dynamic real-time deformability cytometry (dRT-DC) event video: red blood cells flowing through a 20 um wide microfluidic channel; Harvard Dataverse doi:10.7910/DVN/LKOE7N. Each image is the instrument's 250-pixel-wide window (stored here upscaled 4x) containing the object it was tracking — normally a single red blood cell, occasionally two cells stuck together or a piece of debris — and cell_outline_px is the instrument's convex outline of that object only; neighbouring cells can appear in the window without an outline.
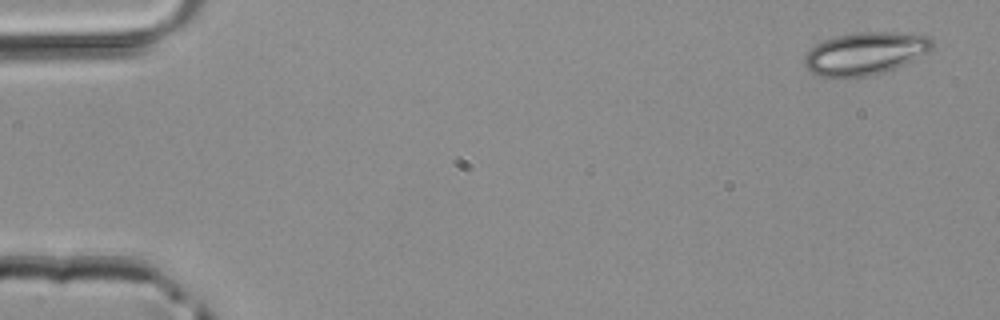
{"species": "common noctule bat (a hibernating species)", "species_latin": "Nyctalus noctula", "temperature_condition": "room temperature", "stored_images_in_passage": 3, "camera_frame_rate_fps": 3000, "um_per_image_px": 0.085, "animal": {"sex": "male", "body_mass_g": 20.4}, "frame": {"image": 1, "passage_image": 1, "time_ms": 0.0, "image_size_px": [1000, 320], "cell_outline_px": [[932, 48], [928, 52], [904, 64], [884, 72], [868, 76], [816, 76], [804, 64], [804, 56], [816, 44], [824, 40], [836, 36], [856, 32], [896, 32], [928, 36], [932, 40]], "centroid_in_image_um": [73.53, 4.53], "position_along_channel_um": 11.5, "area_um2": 31.33}}